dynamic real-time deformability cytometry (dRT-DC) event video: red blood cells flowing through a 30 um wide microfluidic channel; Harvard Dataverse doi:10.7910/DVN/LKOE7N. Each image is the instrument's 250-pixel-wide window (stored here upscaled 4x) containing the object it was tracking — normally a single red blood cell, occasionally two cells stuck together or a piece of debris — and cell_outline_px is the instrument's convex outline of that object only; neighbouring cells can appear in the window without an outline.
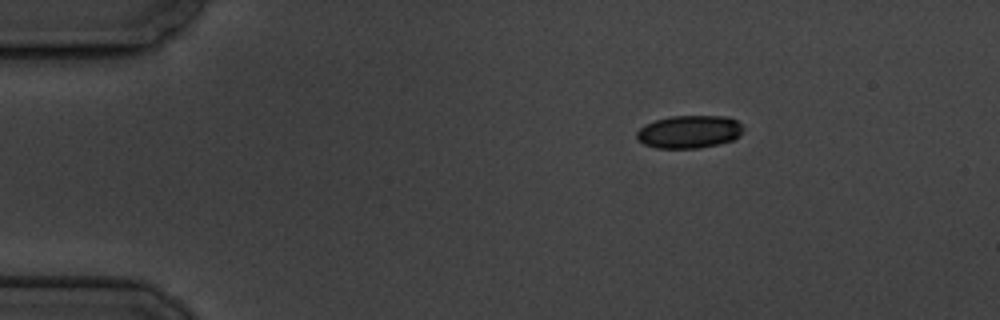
{"species": "common noctule bat (a hibernating species)", "species_latin": "Nyctalus noctula", "temperature_condition": "cold", "stored_images_in_passage": 5, "camera_frame_rate_fps": 3000, "um_per_image_px": 0.085, "animal": {"sex": "male", "body_mass_g": 19.5, "forearm_length_mm": 54.6}, "frame": {"image": 1, "passage_image": 1, "time_ms": 0.0, "image_size_px": [1000, 320], "cell_outline_px": [[744, 128], [740, 136], [732, 140], [700, 148], [656, 148], [644, 144], [636, 136], [636, 132], [644, 124], [656, 120], [672, 116], [728, 116], [736, 120]], "centroid_in_image_um": [58.59, 11.19], "position_along_channel_um": 26.4, "area_um2": 20.35}}